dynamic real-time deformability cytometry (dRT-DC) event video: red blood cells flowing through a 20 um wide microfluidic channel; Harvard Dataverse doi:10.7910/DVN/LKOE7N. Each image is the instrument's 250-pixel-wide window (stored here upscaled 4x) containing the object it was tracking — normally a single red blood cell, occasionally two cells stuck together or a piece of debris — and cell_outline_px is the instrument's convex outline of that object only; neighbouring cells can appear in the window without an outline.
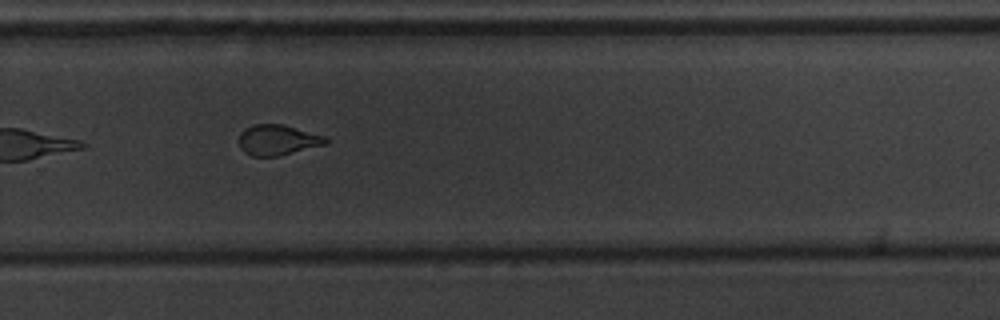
{"species": "common noctule bat (a hibernating species)", "species_latin": "Nyctalus noctula", "temperature_condition": "warm", "stored_images_in_passage": 14, "camera_frame_rate_fps": 3000, "um_per_image_px": 0.085, "animal": {"sex": "male", "body_mass_g": 20.1, "forearm_length_mm": 53.5}, "frame": {"image": 1, "passage_image": 10, "time_ms": 3.0, "image_size_px": [1000, 320], "cell_outline_px": [[328, 140], [324, 144], [280, 156], [252, 156], [244, 152], [240, 148], [240, 132], [244, 128], [252, 124], [280, 124], [324, 136]], "centroid_in_image_um": [23.54, 11.9], "position_along_channel_um": 306.3, "area_um2": 15.14}}
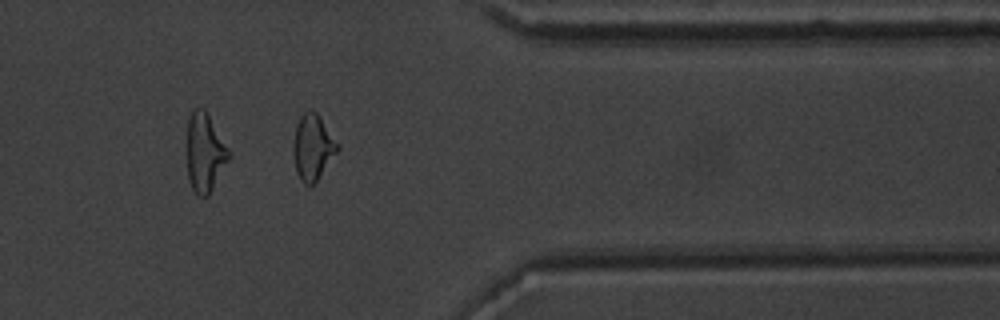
{"frame": {"image": 2, "passage_image": 12, "time_ms": 3.667, "image_size_px": [1000, 320], "cell_outline_px": [[340, 148], [316, 180], [312, 184], [304, 184], [300, 180], [296, 172], [292, 152], [292, 148], [296, 124], [300, 116], [308, 108], [312, 108], [320, 116], [340, 144]], "centroid_in_image_um": [26.57, 12.45], "position_along_channel_um": 384.8, "area_um2": 17.11}}